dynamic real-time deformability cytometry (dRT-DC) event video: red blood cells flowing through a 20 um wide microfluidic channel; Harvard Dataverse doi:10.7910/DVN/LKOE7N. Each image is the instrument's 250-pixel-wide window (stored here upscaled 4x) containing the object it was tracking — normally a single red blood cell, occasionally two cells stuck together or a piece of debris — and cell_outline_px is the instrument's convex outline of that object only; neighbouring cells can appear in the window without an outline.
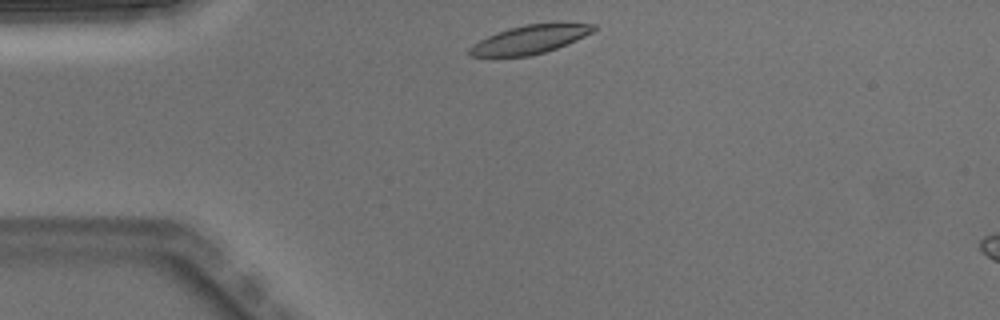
{"species": "Egyptian fruit bat (a non-hibernating species)", "species_latin": "Rousettus aegyptiacus", "temperature_condition": "warm", "stored_images_in_passage": 5, "segment_of_instrument_passage": [2, 2], "camera_frame_rate_fps": 3000, "um_per_image_px": 0.085, "animal": {"sex": "male"}, "frame": {"image": 1, "passage_image": 5, "time_ms": 1.333, "image_size_px": [1000, 320], "cell_outline_px": [[596, 28], [592, 32], [576, 40], [556, 48], [544, 52], [528, 56], [468, 56], [468, 48], [472, 44], [488, 36], [524, 24], [560, 20], [596, 24]], "centroid_in_image_um": [45.12, 3.3], "position_along_channel_um": 39.9, "area_um2": 21.04}}